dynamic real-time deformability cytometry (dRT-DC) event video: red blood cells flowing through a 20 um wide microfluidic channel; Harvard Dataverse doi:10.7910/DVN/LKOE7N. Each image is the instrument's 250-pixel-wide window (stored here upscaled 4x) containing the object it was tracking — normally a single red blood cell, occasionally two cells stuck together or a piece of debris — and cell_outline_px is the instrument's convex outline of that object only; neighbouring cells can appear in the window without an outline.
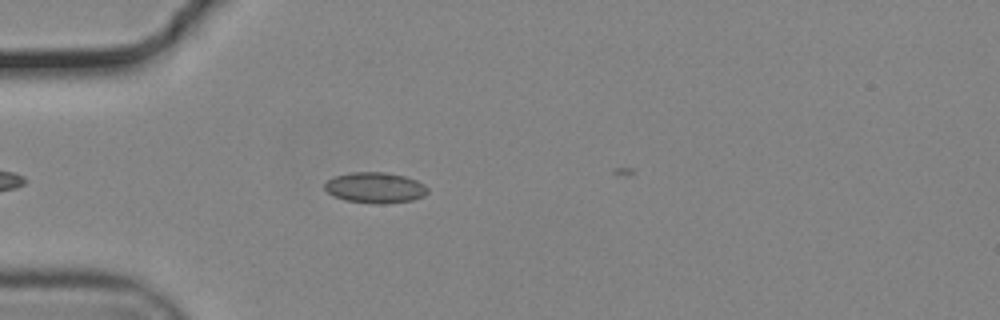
{"species": "common noctule bat (a hibernating species)", "species_latin": "Nyctalus noctula", "temperature_condition": "cold", "stored_images_in_passage": 8, "camera_frame_rate_fps": 3000, "um_per_image_px": 0.085, "animal": {"sex": "male", "body_mass_g": 19.2, "forearm_length_mm": 51.8}, "frame": {"image": 1, "passage_image": 7, "time_ms": 2.0, "image_size_px": [1000, 320], "cell_outline_px": [[428, 192], [424, 196], [412, 200], [384, 204], [376, 204], [344, 200], [332, 196], [324, 188], [324, 184], [328, 180], [336, 176], [352, 172], [388, 172], [404, 176], [416, 180], [424, 184], [428, 188]], "centroid_in_image_um": [31.89, 15.96], "position_along_channel_um": 53.1, "area_um2": 18.55}}